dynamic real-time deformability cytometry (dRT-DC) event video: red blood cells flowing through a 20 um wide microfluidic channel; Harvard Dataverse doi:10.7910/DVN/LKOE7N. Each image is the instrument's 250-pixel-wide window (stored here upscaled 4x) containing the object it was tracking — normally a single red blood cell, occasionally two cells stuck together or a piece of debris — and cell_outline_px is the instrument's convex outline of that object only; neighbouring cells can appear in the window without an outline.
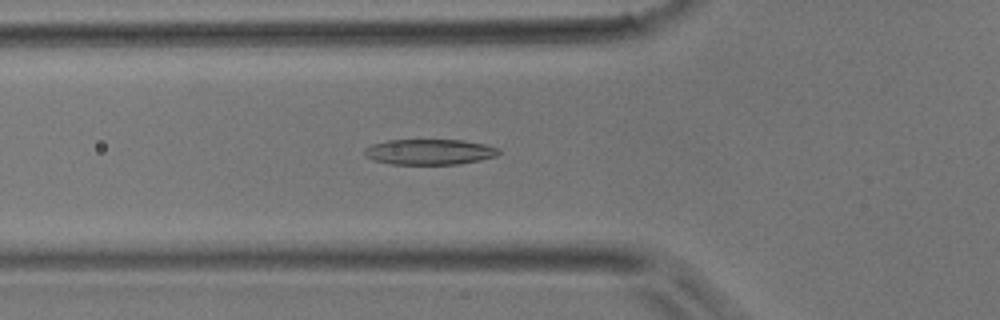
{"species": "common noctule bat (a hibernating species)", "species_latin": "Nyctalus noctula", "temperature_condition": "room temperature", "stored_images_in_passage": 47, "camera_frame_rate_fps": 3000, "um_per_image_px": 0.085, "animal": {"sex": "male", "body_mass_g": 17.9}, "frame": {"image": 1, "passage_image": 16, "time_ms": 5.0, "image_size_px": [1000, 320], "cell_outline_px": [[500, 152], [496, 156], [480, 160], [460, 164], [392, 164], [372, 160], [364, 156], [364, 148], [372, 144], [388, 140], [464, 140], [484, 144], [500, 148]], "centroid_in_image_um": [36.5, 12.91], "position_along_channel_um": 89.3, "area_um2": 20.11}}
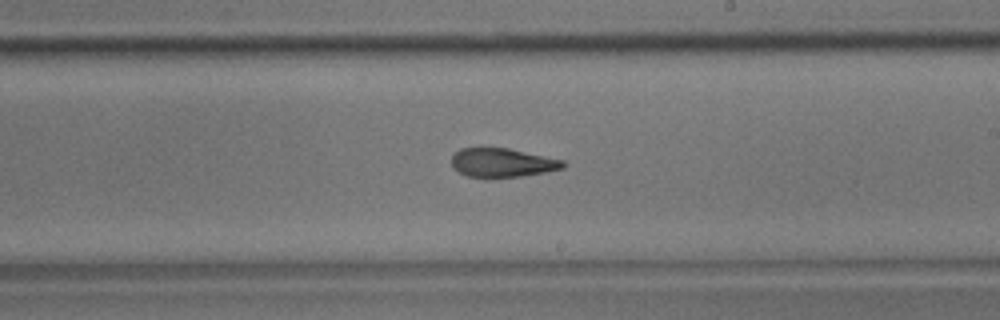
{"frame": {"image": 2, "passage_image": 27, "time_ms": 8.667, "image_size_px": [1000, 320], "cell_outline_px": [[568, 164], [564, 168], [544, 172], [520, 176], [468, 176], [460, 172], [452, 164], [452, 156], [460, 148], [508, 148], [564, 160]], "centroid_in_image_um": [42.75, 13.8], "position_along_channel_um": 246.2, "area_um2": 18.32}}
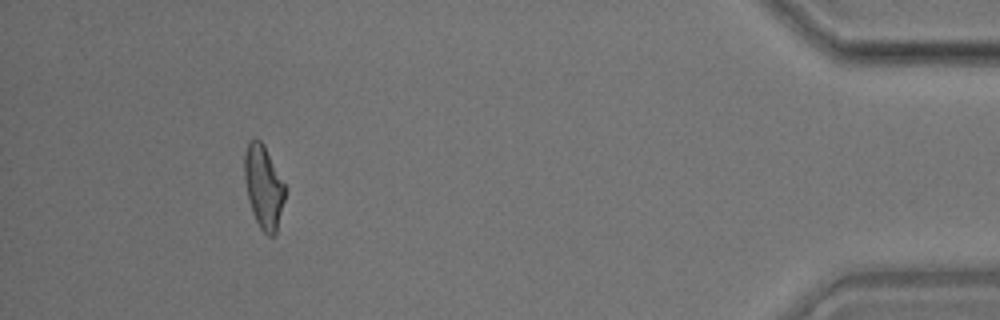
{"frame": {"image": 3, "passage_image": 43, "time_ms": 14.0, "image_size_px": [1000, 320], "cell_outline_px": [[284, 200], [276, 236], [268, 236], [260, 228], [252, 212], [248, 196], [244, 176], [244, 152], [248, 144], [256, 136], [264, 144], [284, 184]], "centroid_in_image_um": [22.39, 15.89], "position_along_channel_um": 412.8, "area_um2": 19.48}}